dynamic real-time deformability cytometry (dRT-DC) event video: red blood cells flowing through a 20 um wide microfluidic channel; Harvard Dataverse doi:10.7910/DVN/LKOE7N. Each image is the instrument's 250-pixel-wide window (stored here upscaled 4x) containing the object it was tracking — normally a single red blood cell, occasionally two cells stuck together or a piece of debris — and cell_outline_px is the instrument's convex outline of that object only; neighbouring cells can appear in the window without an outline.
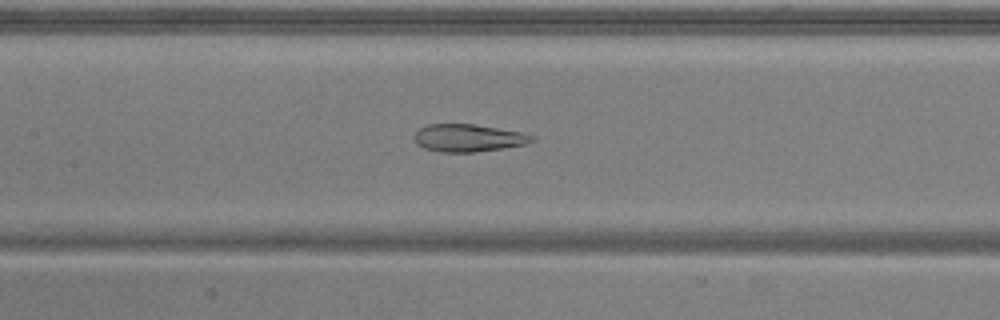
{"species": "common noctule bat (a hibernating species)", "species_latin": "Nyctalus noctula", "temperature_condition": "warm", "stored_images_in_passage": 51, "camera_frame_rate_fps": 3000, "um_per_image_px": 0.085, "animal": {"sex": "male", "body_mass_g": 20.5, "forearm_length_mm": 52.5}, "frame": {"image": 1, "passage_image": 23, "time_ms": 7.333, "image_size_px": [1000, 320], "cell_outline_px": [[536, 140], [524, 144], [504, 148], [476, 152], [440, 152], [424, 148], [416, 144], [412, 136], [420, 128], [428, 124], [472, 124], [520, 132], [536, 136]], "centroid_in_image_um": [39.78, 11.73], "position_along_channel_um": 167.6, "area_um2": 18.9}}
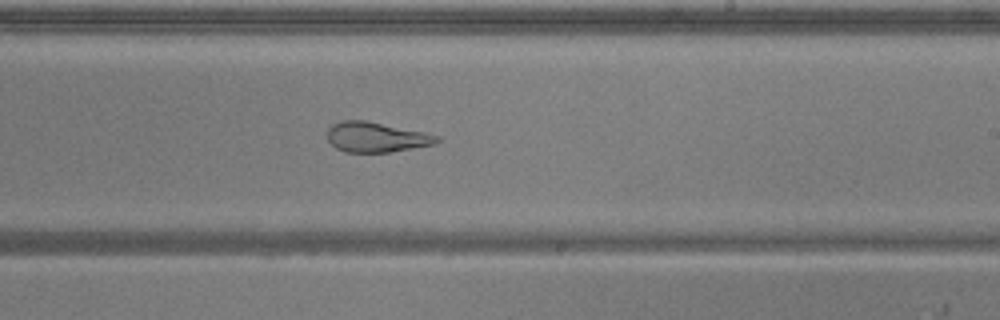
{"frame": {"image": 2, "passage_image": 30, "time_ms": 9.667, "image_size_px": [1000, 320], "cell_outline_px": [[440, 140], [436, 144], [388, 152], [344, 152], [336, 148], [328, 140], [328, 128], [332, 124], [340, 120], [364, 120], [424, 132], [440, 136]], "centroid_in_image_um": [31.97, 11.65], "position_along_channel_um": 257.0, "area_um2": 19.13}}
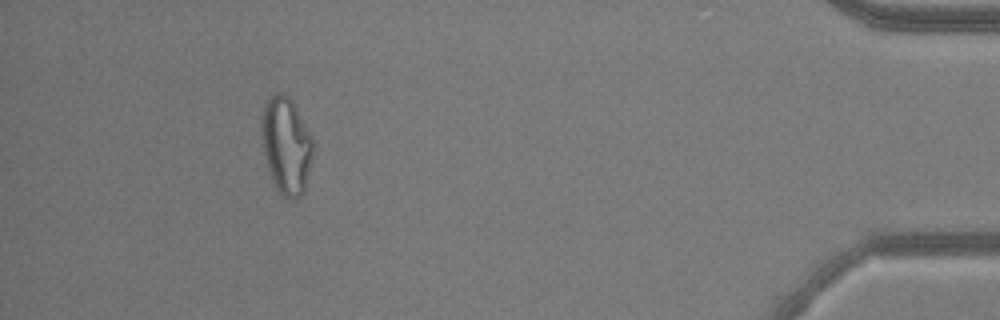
{"frame": {"image": 3, "passage_image": 47, "time_ms": 15.333, "image_size_px": [1000, 320], "cell_outline_px": [[312, 156], [304, 188], [300, 196], [292, 200], [284, 196], [276, 188], [272, 180], [268, 168], [260, 136], [264, 104], [276, 92], [280, 92], [288, 96], [292, 100], [312, 136]], "centroid_in_image_um": [24.31, 12.34], "position_along_channel_um": 410.9, "area_um2": 28.67}, "authors_computed_cell_mechanics": {"area_um2": 26.01, "velocity_mm_per_s": 3.8584, "shape_relaxation_time_tau1_ms": null, "shape_relaxation_time_tau2_ms": 1.9035, "deformation_change_tau1": null, "deformation_change_tau2": 0.0984}}